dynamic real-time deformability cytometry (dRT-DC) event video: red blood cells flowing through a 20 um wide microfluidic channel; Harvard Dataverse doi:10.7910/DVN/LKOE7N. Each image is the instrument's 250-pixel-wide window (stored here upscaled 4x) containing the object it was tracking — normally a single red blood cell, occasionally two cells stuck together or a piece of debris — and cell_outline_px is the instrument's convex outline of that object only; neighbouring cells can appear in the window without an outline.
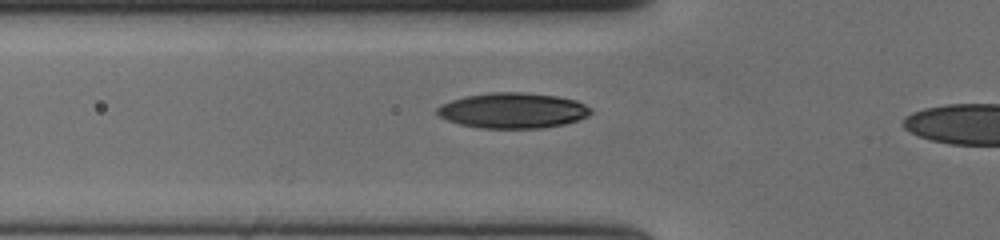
{"species": "human", "species_latin": "Homo sapiens", "temperature_condition": "cold", "stored_images_in_passage": 36, "camera_frame_rate_fps": 3000, "um_per_image_px": 0.085, "donor": {"sex": "female"}, "frame": {"image": 1, "passage_image": 9, "time_ms": 2.667, "image_size_px": [1000, 240], "cell_outline_px": [[592, 112], [588, 116], [564, 124], [540, 128], [480, 128], [460, 124], [448, 120], [440, 116], [436, 112], [436, 108], [440, 104], [464, 96], [492, 92], [524, 92], [556, 96], [576, 100], [592, 108]], "centroid_in_image_um": [43.58, 9.39], "position_along_channel_um": 82.2, "area_um2": 31.73}}
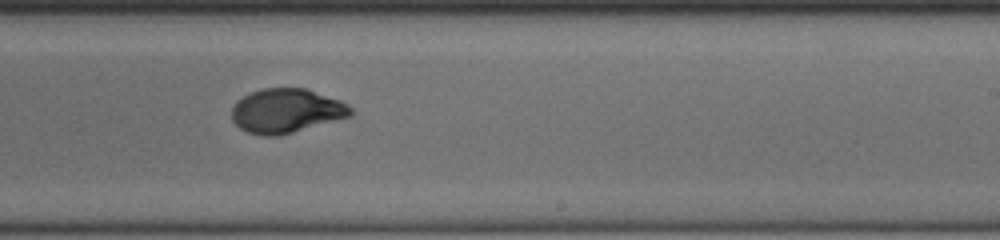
{"frame": {"image": 2, "passage_image": 24, "time_ms": 7.667, "image_size_px": [1000, 240], "cell_outline_px": [[356, 112], [352, 116], [280, 136], [264, 136], [248, 132], [240, 128], [232, 120], [232, 108], [236, 100], [252, 92], [264, 88], [308, 88], [340, 100], [352, 108]], "centroid_in_image_um": [24.37, 9.42], "position_along_channel_um": 264.6, "area_um2": 30.92}}
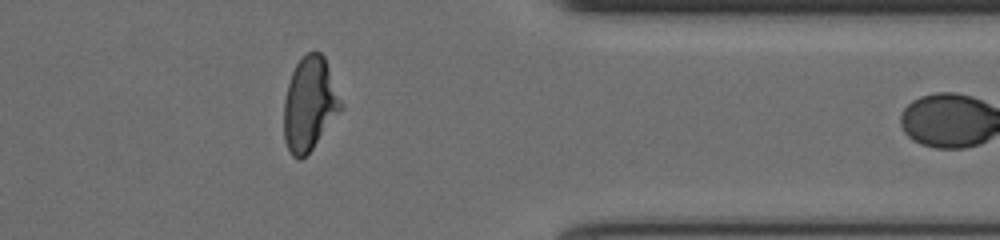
{"frame": {"image": 3, "passage_image": 35, "time_ms": 11.333, "image_size_px": [1000, 240], "cell_outline_px": [[344, 108], [312, 148], [300, 160], [296, 160], [292, 156], [284, 140], [284, 100], [288, 84], [292, 72], [296, 64], [308, 52], [320, 52], [324, 56], [344, 104]], "centroid_in_image_um": [26.33, 8.85], "position_along_channel_um": 385.1, "area_um2": 31.15}}